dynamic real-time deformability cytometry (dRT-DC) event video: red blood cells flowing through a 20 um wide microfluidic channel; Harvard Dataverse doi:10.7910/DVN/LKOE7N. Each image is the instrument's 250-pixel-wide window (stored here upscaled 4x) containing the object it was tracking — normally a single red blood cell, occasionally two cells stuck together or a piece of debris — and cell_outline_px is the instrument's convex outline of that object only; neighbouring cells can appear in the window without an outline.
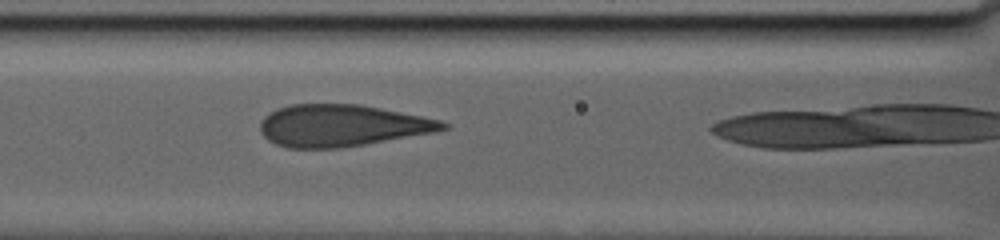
{"species": "human", "species_latin": "Homo sapiens", "temperature_condition": "warm", "stored_images_in_passage": 23, "camera_frame_rate_fps": 3000, "um_per_image_px": 0.085, "donor": {"sex": "male"}, "frame": {"image": 1, "passage_image": 22, "time_ms": 13.667, "image_size_px": [1000, 240], "cell_outline_px": [[452, 128], [432, 132], [364, 144], [340, 148], [288, 148], [276, 144], [268, 140], [260, 132], [260, 120], [264, 116], [276, 108], [288, 104], [360, 104], [440, 120], [448, 124]], "centroid_in_image_um": [28.99, 10.67], "position_along_channel_um": 137.6, "area_um2": 44.39}}